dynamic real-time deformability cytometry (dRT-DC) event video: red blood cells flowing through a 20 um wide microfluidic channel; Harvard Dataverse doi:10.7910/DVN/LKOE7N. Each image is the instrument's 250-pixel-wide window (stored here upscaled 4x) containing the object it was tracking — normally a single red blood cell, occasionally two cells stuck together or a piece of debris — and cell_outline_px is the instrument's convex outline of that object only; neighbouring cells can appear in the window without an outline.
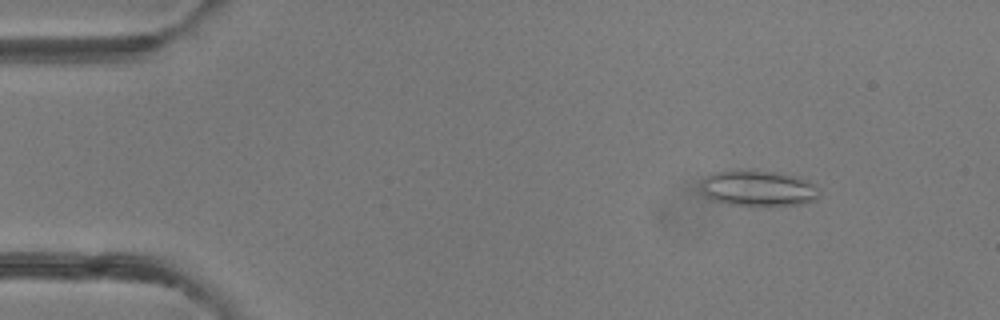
{"species": "common noctule bat (a hibernating species)", "species_latin": "Nyctalus noctula", "temperature_condition": "room temperature", "stored_images_in_passage": 48, "camera_frame_rate_fps": 3000, "um_per_image_px": 0.085, "animal": {"sex": "female"}, "frame": {"image": 1, "passage_image": 5, "time_ms": 1.333, "image_size_px": [1000, 320], "cell_outline_px": [[820, 196], [816, 200], [800, 204], [728, 204], [712, 200], [704, 196], [700, 184], [712, 172], [736, 168], [748, 168], [776, 172], [796, 176], [808, 180], [816, 184], [820, 192]], "centroid_in_image_um": [64.44, 15.95], "position_along_channel_um": 20.6, "area_um2": 25.09}}
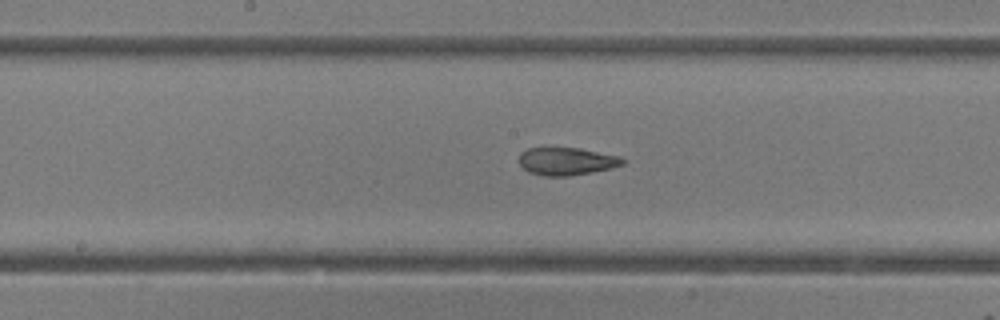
{"frame": {"image": 2, "passage_image": 24, "time_ms": 7.667, "image_size_px": [1000, 320], "cell_outline_px": [[628, 160], [624, 164], [612, 168], [592, 172], [568, 176], [544, 176], [528, 172], [520, 164], [520, 152], [528, 148], [580, 148], [620, 156]], "centroid_in_image_um": [48.2, 13.71], "position_along_channel_um": 200.0, "area_um2": 16.82}}
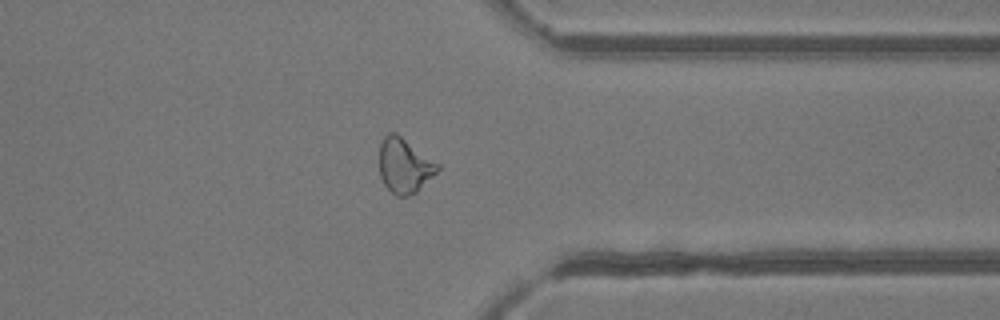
{"frame": {"image": 3, "passage_image": 37, "time_ms": 12.0, "image_size_px": [1000, 320], "cell_outline_px": [[440, 168], [416, 192], [408, 196], [396, 196], [384, 184], [380, 176], [380, 144], [384, 136], [388, 132], [396, 132], [440, 164]], "centroid_in_image_um": [34.37, 14.06], "position_along_channel_um": 377.0, "area_um2": 18.5}, "authors_computed_cell_mechanics": {"area_um2": 19.1318, "velocity_mm_per_s": 4.2223, "shape_relaxation_time_tau1_ms": 10.1982, "shape_relaxation_time_tau2_ms": 1.4089, "deformation_change_tau1": 0.2023, "deformation_change_tau2": 0.0878}}